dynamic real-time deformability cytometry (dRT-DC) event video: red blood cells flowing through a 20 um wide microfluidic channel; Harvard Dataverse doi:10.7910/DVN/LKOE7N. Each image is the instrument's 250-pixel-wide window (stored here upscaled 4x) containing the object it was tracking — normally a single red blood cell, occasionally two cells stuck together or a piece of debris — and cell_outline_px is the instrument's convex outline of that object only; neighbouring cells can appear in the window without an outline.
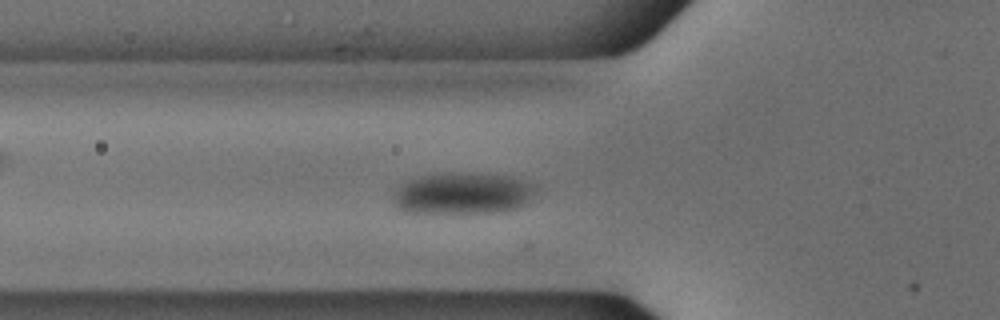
{"species": "common noctule bat (a hibernating species)", "species_latin": "Nyctalus noctula", "temperature_condition": "cold", "stored_images_in_passage": 44, "camera_frame_rate_fps": 3000, "um_per_image_px": 0.085, "animal": {"sex": "male", "body_mass_g": 18.8}, "frame": {"image": 1, "passage_image": 15, "time_ms": 4.667, "image_size_px": [1000, 320], "cell_outline_px": [[536, 192], [524, 204], [508, 212], [408, 212], [396, 208], [392, 204], [392, 192], [408, 180], [420, 176], [444, 172], [472, 172], [512, 176], [536, 184]], "centroid_in_image_um": [39.33, 16.41], "position_along_channel_um": 86.5, "area_um2": 35.14}}
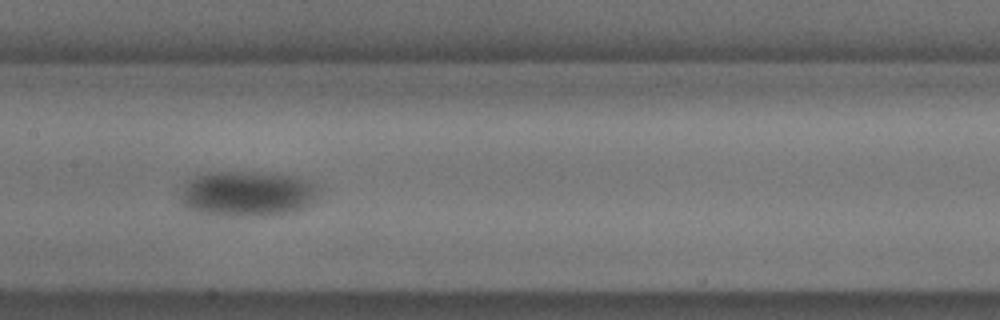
{"frame": {"image": 2, "passage_image": 23, "time_ms": 7.333, "image_size_px": [1000, 320], "cell_outline_px": [[320, 196], [316, 200], [300, 208], [288, 212], [240, 216], [196, 212], [188, 208], [184, 204], [180, 196], [180, 192], [184, 180], [208, 172], [256, 172], [296, 176], [308, 180], [316, 184], [320, 188]], "centroid_in_image_um": [21.01, 16.43], "position_along_channel_um": 186.4, "area_um2": 36.47}}
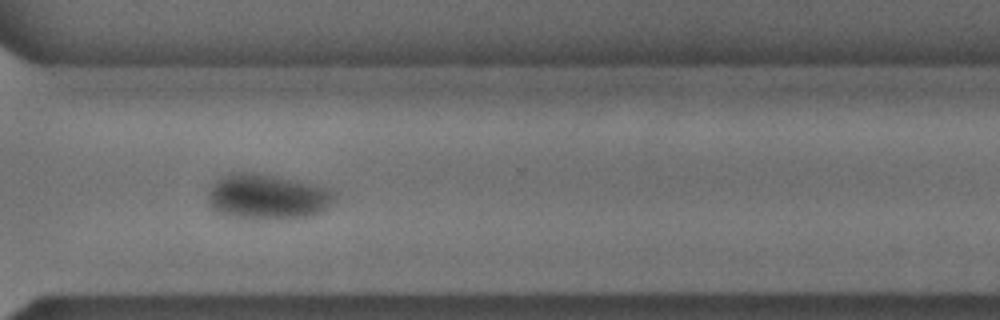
{"frame": {"image": 3, "passage_image": 36, "time_ms": 11.667, "image_size_px": [1000, 320], "cell_outline_px": [[336, 200], [324, 212], [316, 216], [256, 220], [232, 216], [220, 212], [208, 204], [208, 192], [216, 180], [220, 176], [228, 172], [256, 172], [296, 180], [328, 188], [336, 192]], "centroid_in_image_um": [22.77, 16.72], "position_along_channel_um": 347.8, "area_um2": 33.99}}